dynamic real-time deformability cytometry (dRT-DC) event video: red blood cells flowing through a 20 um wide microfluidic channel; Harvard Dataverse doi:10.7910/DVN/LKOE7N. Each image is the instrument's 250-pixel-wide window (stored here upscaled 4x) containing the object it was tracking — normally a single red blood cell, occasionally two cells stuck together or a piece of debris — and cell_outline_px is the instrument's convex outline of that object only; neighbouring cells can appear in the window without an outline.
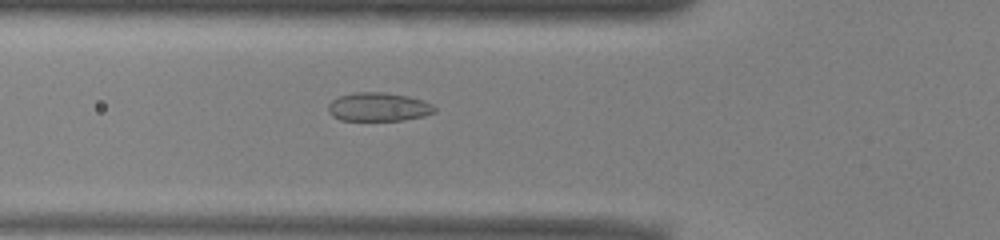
{"species": "common noctule bat (a hibernating species)", "species_latin": "Nyctalus noctula", "temperature_condition": "warm", "stored_images_in_passage": 31, "camera_frame_rate_fps": 3000, "um_per_image_px": 0.085, "animal": {"sex": "male", "body_mass_g": 13.0, "forearm_length_mm": 53.1}, "frame": {"image": 1, "passage_image": 3, "time_ms": 0.667, "image_size_px": [1000, 240], "cell_outline_px": [[436, 112], [424, 116], [404, 120], [340, 120], [332, 116], [328, 112], [328, 104], [332, 100], [340, 96], [356, 92], [384, 92], [408, 96], [432, 104], [436, 108]], "centroid_in_image_um": [32.16, 9.09], "position_along_channel_um": 93.6, "area_um2": 17.74}}
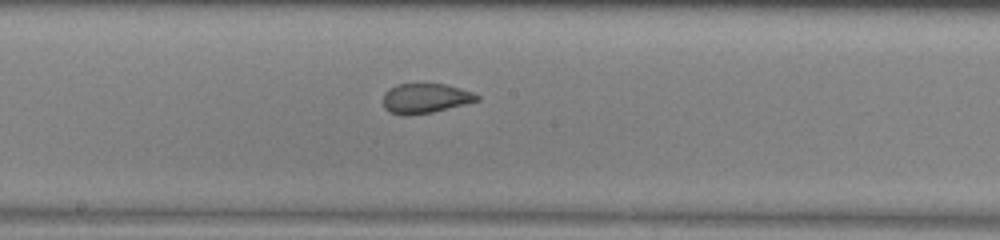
{"frame": {"image": 2, "passage_image": 12, "time_ms": 3.667, "image_size_px": [1000, 240], "cell_outline_px": [[480, 100], [432, 112], [408, 116], [404, 116], [388, 112], [384, 108], [384, 92], [388, 88], [396, 84], [448, 84], [472, 92], [480, 96]], "centroid_in_image_um": [36.12, 8.36], "position_along_channel_um": 212.1, "area_um2": 16.42}}
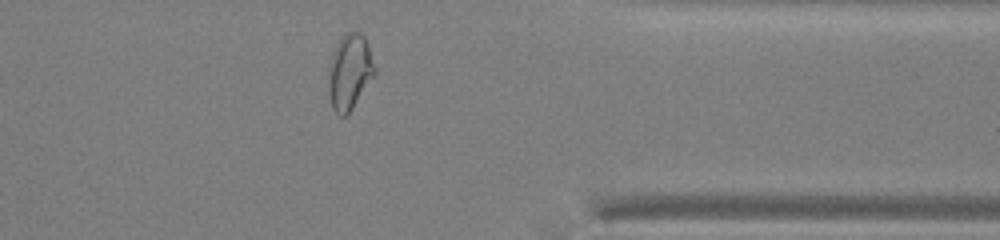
{"frame": {"image": 3, "passage_image": 26, "time_ms": 8.333, "image_size_px": [1000, 240], "cell_outline_px": [[376, 72], [352, 108], [344, 116], [340, 116], [332, 108], [328, 96], [328, 72], [332, 52], [340, 36], [348, 32], [360, 32], [364, 36], [368, 44], [376, 68]], "centroid_in_image_um": [29.7, 6.08], "position_along_channel_um": 381.7, "area_um2": 20.4}, "authors_computed_cell_mechanics": {"area_um2": 17.5134, "velocity_mm_per_s": 3.9433, "shape_relaxation_time_tau1_ms": null, "shape_relaxation_time_tau2_ms": 0.7806, "deformation_change_tau1": null, "deformation_change_tau2": 0.0559}}